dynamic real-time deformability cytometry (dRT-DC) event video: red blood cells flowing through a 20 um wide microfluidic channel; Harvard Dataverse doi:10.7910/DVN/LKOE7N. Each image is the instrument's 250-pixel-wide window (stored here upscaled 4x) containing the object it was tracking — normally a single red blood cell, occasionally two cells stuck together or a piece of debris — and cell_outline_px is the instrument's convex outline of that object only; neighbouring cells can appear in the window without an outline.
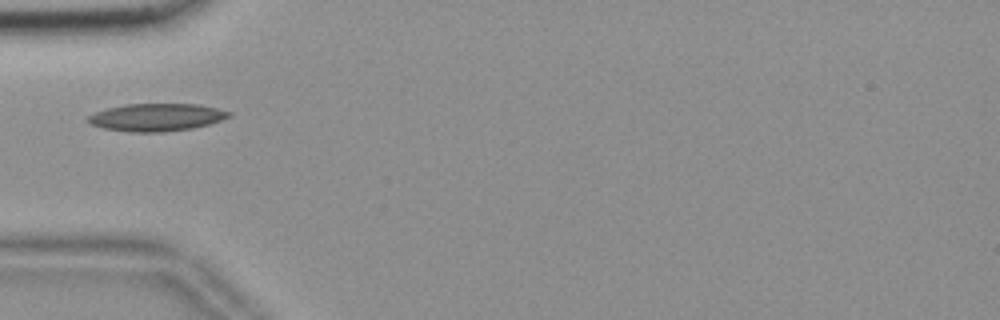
{"species": "common noctule bat (a hibernating species)", "species_latin": "Nyctalus noctula", "temperature_condition": "room temperature", "stored_images_in_passage": 38, "camera_frame_rate_fps": 3000, "um_per_image_px": 0.085, "animal": {"sex": "female", "body_mass_g": 18.4}, "frame": {"image": 1, "passage_image": 1, "time_ms": 0.0, "image_size_px": [1000, 320], "cell_outline_px": [[232, 116], [208, 124], [192, 128], [164, 132], [132, 132], [104, 128], [92, 124], [88, 120], [88, 116], [96, 112], [108, 108], [124, 104], [200, 104], [232, 112]], "centroid_in_image_um": [13.34, 9.96], "position_along_channel_um": 71.7, "area_um2": 22.48}}
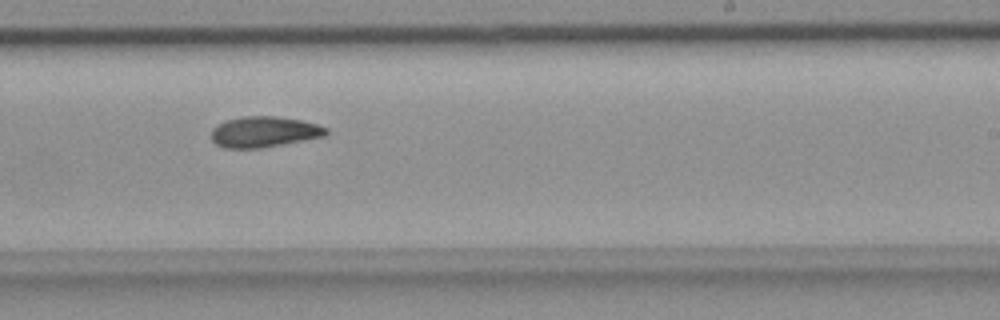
{"frame": {"image": 2, "passage_image": 17, "time_ms": 5.333, "image_size_px": [1000, 320], "cell_outline_px": [[328, 132], [324, 136], [260, 148], [224, 148], [216, 144], [212, 140], [212, 128], [216, 124], [224, 120], [244, 116], [276, 116], [300, 120], [316, 124], [328, 128]], "centroid_in_image_um": [22.4, 11.2], "position_along_channel_um": 266.6, "area_um2": 20.52}}
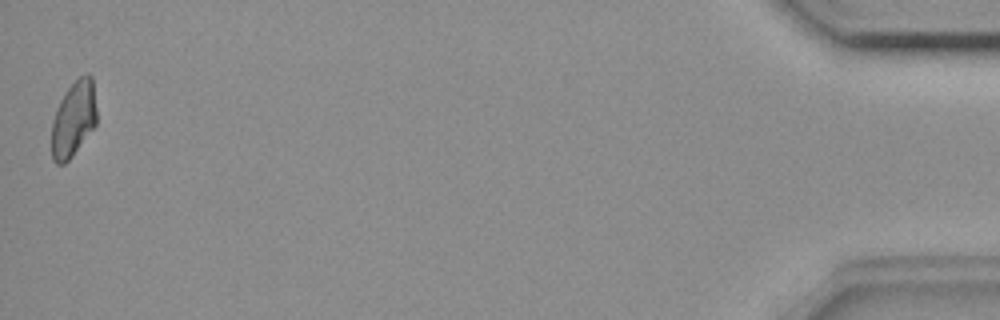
{"frame": {"image": 3, "passage_image": 38, "time_ms": 12.333, "image_size_px": [1000, 320], "cell_outline_px": [[96, 124], [72, 156], [64, 164], [56, 164], [52, 160], [52, 120], [56, 108], [60, 100], [68, 88], [80, 76], [88, 72], [92, 76], [96, 108]], "centroid_in_image_um": [6.24, 10.11], "position_along_channel_um": 429.0, "area_um2": 19.77}}